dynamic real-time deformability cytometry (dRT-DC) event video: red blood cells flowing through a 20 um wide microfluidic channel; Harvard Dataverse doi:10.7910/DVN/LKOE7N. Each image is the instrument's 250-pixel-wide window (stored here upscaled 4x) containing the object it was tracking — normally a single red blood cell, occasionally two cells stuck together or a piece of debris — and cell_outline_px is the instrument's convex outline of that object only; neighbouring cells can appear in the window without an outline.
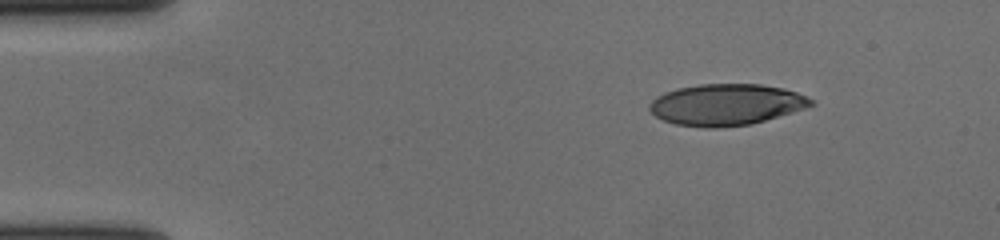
{"species": "human", "species_latin": "Homo sapiens", "temperature_condition": "cold", "stored_images_in_passage": 49, "camera_frame_rate_fps": 3000, "um_per_image_px": 0.085, "donor": {"sex": "female"}, "frame": {"image": 1, "passage_image": 1, "time_ms": 0.0, "image_size_px": [1000, 240], "cell_outline_px": [[816, 104], [792, 112], [752, 124], [716, 128], [704, 128], [676, 124], [664, 120], [656, 116], [648, 108], [648, 104], [656, 96], [676, 88], [700, 84], [760, 84], [784, 88], [808, 96]], "centroid_in_image_um": [61.72, 8.89], "position_along_channel_um": 23.3, "area_um2": 39.02}}
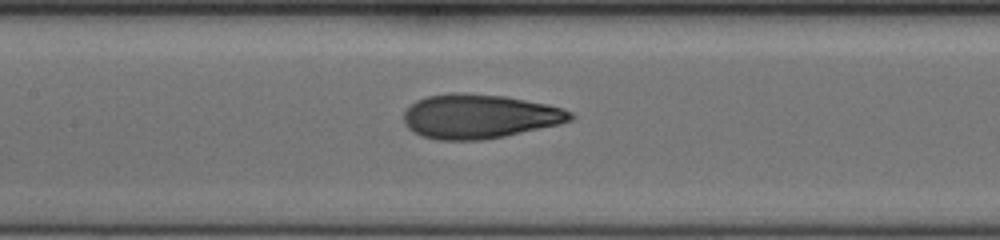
{"frame": {"image": 2, "passage_image": 20, "time_ms": 6.333, "image_size_px": [1000, 240], "cell_outline_px": [[576, 116], [572, 120], [560, 124], [504, 136], [480, 140], [436, 140], [420, 136], [412, 132], [404, 124], [404, 112], [416, 100], [428, 96], [452, 92], [464, 92], [504, 96], [548, 104], [564, 108], [572, 112]], "centroid_in_image_um": [40.75, 9.89], "position_along_channel_um": 166.7, "area_um2": 43.29}}
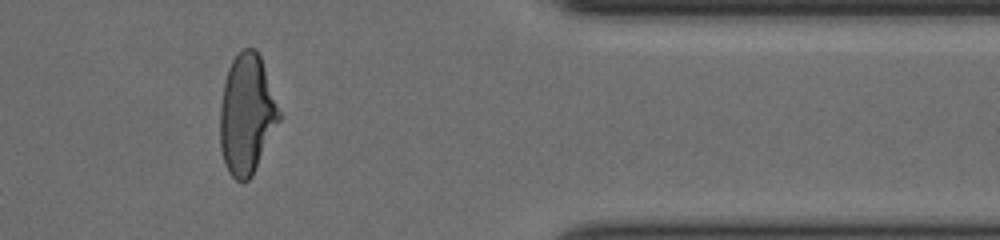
{"frame": {"image": 3, "passage_image": 40, "time_ms": 13.0, "image_size_px": [1000, 240], "cell_outline_px": [[280, 120], [252, 176], [248, 180], [236, 180], [228, 172], [224, 164], [220, 148], [220, 108], [224, 84], [228, 68], [232, 60], [244, 48], [256, 48], [260, 56], [280, 112]], "centroid_in_image_um": [20.96, 9.74], "position_along_channel_um": 390.4, "area_um2": 40.92}, "authors_computed_cell_mechanics": {"area_um2": 42.0784, "velocity_mm_per_s": 3.6848, "shape_relaxation_time_tau1_ms": 5.1519, "shape_relaxation_time_tau2_ms": 1.0158, "deformation_change_tau1": 0.2243, "deformation_change_tau2": 0.0769}}